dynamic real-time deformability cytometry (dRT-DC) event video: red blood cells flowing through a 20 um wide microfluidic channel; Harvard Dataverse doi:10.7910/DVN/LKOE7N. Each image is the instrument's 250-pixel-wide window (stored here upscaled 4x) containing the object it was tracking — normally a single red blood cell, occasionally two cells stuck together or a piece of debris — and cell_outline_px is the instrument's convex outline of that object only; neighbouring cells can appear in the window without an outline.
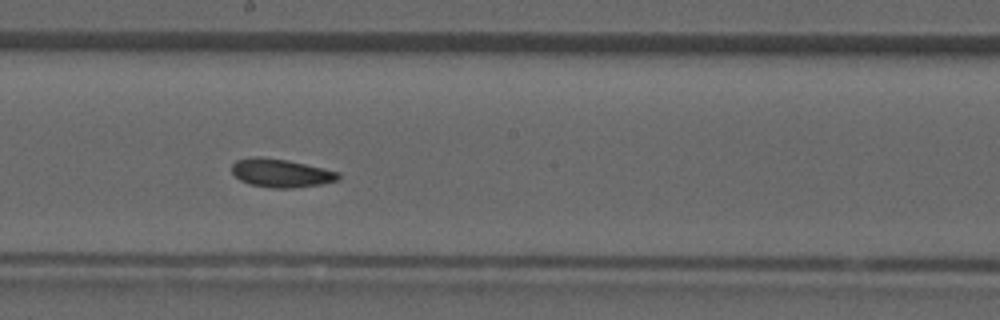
{"species": "common noctule bat (a hibernating species)", "species_latin": "Nyctalus noctula", "temperature_condition": "room temperature", "stored_images_in_passage": 31, "camera_frame_rate_fps": 3000, "um_per_image_px": 0.085, "animal": {"sex": "male", "forearm_length_mm": 52.5}, "frame": {"image": 1, "passage_image": 18, "time_ms": 5.667, "image_size_px": [1000, 320], "cell_outline_px": [[340, 176], [336, 180], [320, 184], [292, 188], [272, 188], [248, 184], [240, 180], [232, 172], [232, 164], [236, 160], [256, 156], [260, 156], [288, 160], [324, 168], [340, 172]], "centroid_in_image_um": [23.86, 14.7], "position_along_channel_um": 224.3, "area_um2": 17.63}}